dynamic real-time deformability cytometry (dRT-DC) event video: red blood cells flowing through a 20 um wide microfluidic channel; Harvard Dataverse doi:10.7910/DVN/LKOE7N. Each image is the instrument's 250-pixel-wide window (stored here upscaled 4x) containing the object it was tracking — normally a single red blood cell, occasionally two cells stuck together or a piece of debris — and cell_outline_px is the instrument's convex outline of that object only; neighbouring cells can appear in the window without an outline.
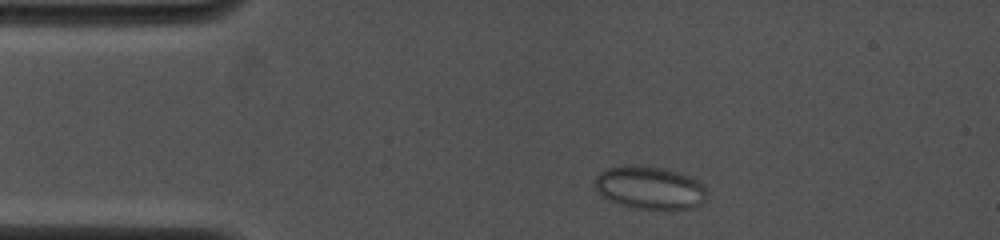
{"species": "common noctule bat (a hibernating species)", "species_latin": "Nyctalus noctula", "temperature_condition": "cold", "stored_images_in_passage": 6, "camera_frame_rate_fps": 4000, "um_per_image_px": 0.085, "animal": {"sex": "female", "body_mass_g": 19.0, "forearm_length_mm": 53.3}, "frame": {"image": 1, "passage_image": 1, "time_ms": 0.0, "image_size_px": [1000, 240], "cell_outline_px": [[708, 192], [704, 200], [696, 208], [632, 208], [620, 204], [604, 196], [596, 188], [592, 180], [600, 172], [608, 168], [628, 164], [636, 164], [664, 168], [680, 172], [692, 176], [700, 180], [704, 184]], "centroid_in_image_um": [55.27, 15.92], "position_along_channel_um": 29.7, "area_um2": 28.26}}
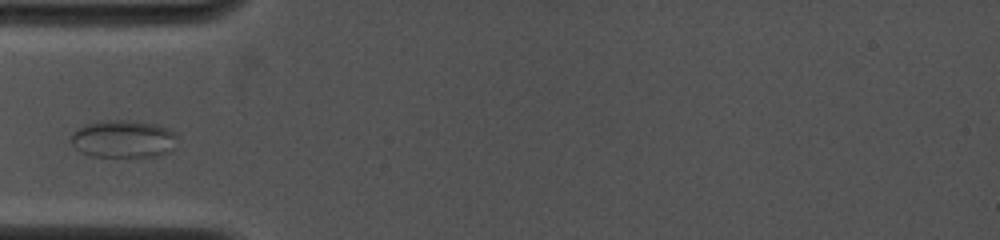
{"frame": {"image": 2, "passage_image": 4, "time_ms": 2.25, "image_size_px": [1000, 240], "cell_outline_px": [[176, 136], [172, 152], [156, 156], [92, 156], [80, 152], [72, 144], [72, 132], [76, 128], [84, 124], [100, 120], [136, 120], [156, 124], [168, 128], [176, 132]], "centroid_in_image_um": [10.48, 11.79], "position_along_channel_um": 74.5, "area_um2": 23.58}}
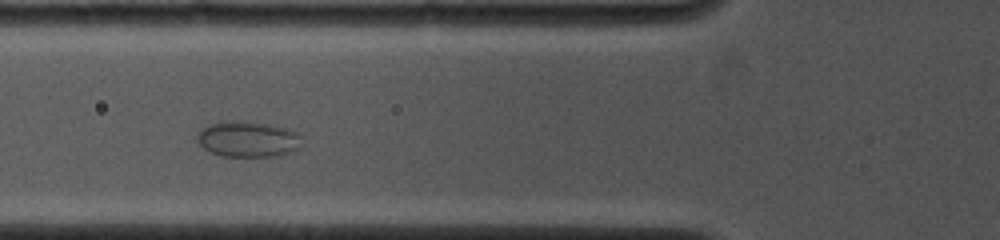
{"frame": {"image": 3, "passage_image": 5, "time_ms": 3.0, "image_size_px": [1000, 240], "cell_outline_px": [[300, 148], [296, 152], [272, 156], [224, 156], [212, 152], [204, 148], [196, 140], [196, 132], [212, 124], [268, 124], [288, 128], [300, 132]], "centroid_in_image_um": [21.15, 11.88], "position_along_channel_um": 104.6, "area_um2": 21.04}}